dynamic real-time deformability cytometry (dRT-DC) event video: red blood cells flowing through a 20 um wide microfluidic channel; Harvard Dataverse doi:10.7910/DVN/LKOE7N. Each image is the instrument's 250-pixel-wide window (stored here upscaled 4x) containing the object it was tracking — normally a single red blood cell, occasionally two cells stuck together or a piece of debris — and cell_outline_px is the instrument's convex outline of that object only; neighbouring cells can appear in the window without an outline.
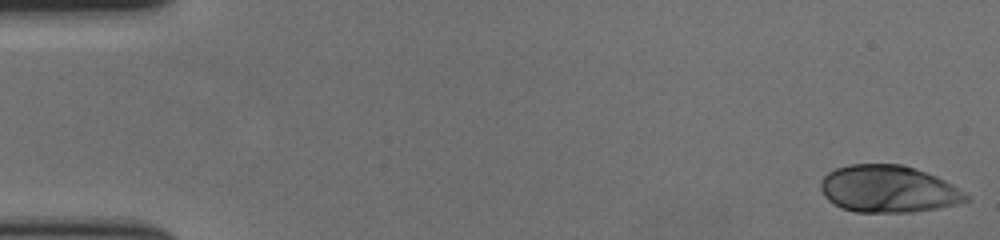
{"species": "human", "species_latin": "Homo sapiens", "temperature_condition": "cold", "stored_images_in_passage": 58, "camera_frame_rate_fps": 3000, "um_per_image_px": 0.085, "donor": {"sex": "female"}, "frame": {"image": 1, "passage_image": 1, "time_ms": 0.0, "image_size_px": [1000, 240], "cell_outline_px": [[972, 200], [956, 204], [936, 208], [912, 212], [856, 212], [840, 208], [828, 200], [824, 196], [820, 188], [820, 180], [828, 172], [836, 168], [852, 164], [900, 164], [936, 176], [952, 184], [964, 192]], "centroid_in_image_um": [75.48, 16.07], "position_along_channel_um": 9.5, "area_um2": 39.82}}
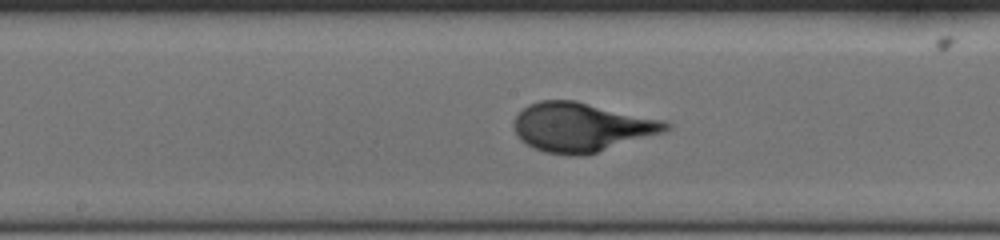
{"frame": {"image": 2, "passage_image": 30, "time_ms": 9.667, "image_size_px": [1000, 240], "cell_outline_px": [[672, 128], [664, 132], [584, 156], [576, 156], [544, 152], [532, 148], [520, 140], [516, 136], [512, 124], [516, 116], [528, 104], [540, 100], [576, 100], [664, 120], [672, 124]], "centroid_in_image_um": [49.41, 10.81], "position_along_channel_um": 198.8, "area_um2": 43.75}}
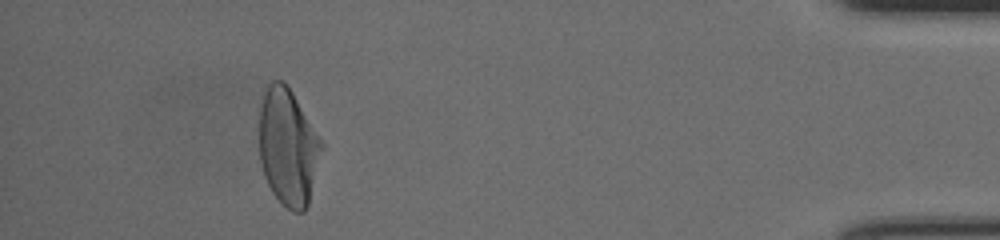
{"frame": {"image": 3, "passage_image": 53, "time_ms": 17.333, "image_size_px": [1000, 240], "cell_outline_px": [[324, 148], [308, 204], [304, 212], [292, 212], [272, 192], [264, 176], [260, 160], [260, 108], [264, 92], [268, 84], [272, 80], [284, 80], [288, 84], [324, 144]], "centroid_in_image_um": [24.5, 12.47], "position_along_channel_um": 410.7, "area_um2": 42.66}, "authors_computed_cell_mechanics": {"area_um2": 41.8472, "velocity_mm_per_s": 3.5278, "shape_relaxation_time_tau1_ms": 3.9671, "shape_relaxation_time_tau2_ms": null, "deformation_change_tau1": 0.2015, "deformation_change_tau2": null}}